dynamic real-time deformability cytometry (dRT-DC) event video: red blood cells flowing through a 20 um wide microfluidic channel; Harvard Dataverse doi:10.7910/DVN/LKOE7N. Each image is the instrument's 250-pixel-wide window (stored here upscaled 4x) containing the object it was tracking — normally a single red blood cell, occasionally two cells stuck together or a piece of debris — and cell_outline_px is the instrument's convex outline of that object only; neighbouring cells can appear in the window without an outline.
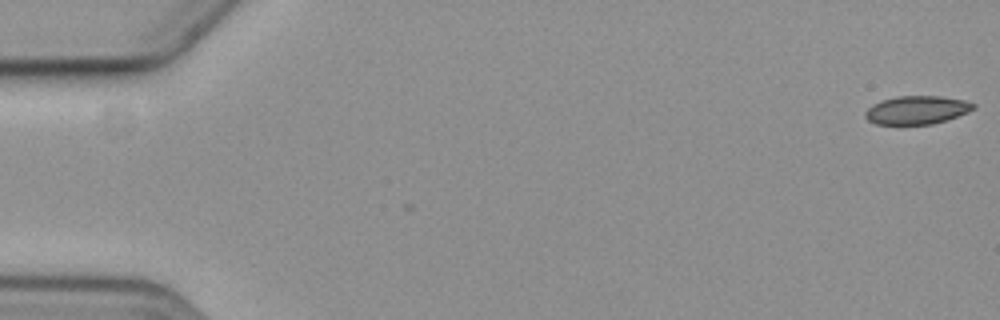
{"species": "common noctule bat (a hibernating species)", "species_latin": "Nyctalus noctula", "temperature_condition": "cold", "stored_images_in_passage": 7, "camera_frame_rate_fps": 3000, "um_per_image_px": 0.085, "animal": {"sex": "female", "body_mass_g": 19.3, "forearm_length_mm": 54.1}, "frame": {"image": 1, "passage_image": 1, "time_ms": 0.0, "image_size_px": [1000, 320], "cell_outline_px": [[976, 108], [968, 112], [932, 124], [876, 124], [868, 120], [864, 116], [864, 112], [872, 104], [880, 100], [896, 96], [940, 96], [964, 100], [976, 104]], "centroid_in_image_um": [77.9, 9.34], "position_along_channel_um": 7.1, "area_um2": 17.86}}
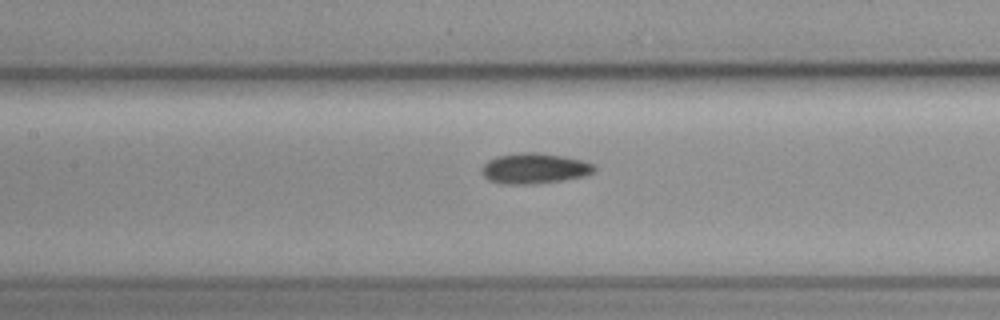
{"frame": {"image": 2, "passage_image": 7, "time_ms": 8.667, "image_size_px": [1000, 320], "cell_outline_px": [[596, 172], [584, 176], [564, 180], [524, 184], [504, 184], [488, 180], [480, 172], [480, 168], [488, 160], [496, 156], [520, 152], [536, 152], [564, 156], [584, 160], [596, 164]], "centroid_in_image_um": [45.45, 14.3], "position_along_channel_um": 162.0, "area_um2": 20.29}}